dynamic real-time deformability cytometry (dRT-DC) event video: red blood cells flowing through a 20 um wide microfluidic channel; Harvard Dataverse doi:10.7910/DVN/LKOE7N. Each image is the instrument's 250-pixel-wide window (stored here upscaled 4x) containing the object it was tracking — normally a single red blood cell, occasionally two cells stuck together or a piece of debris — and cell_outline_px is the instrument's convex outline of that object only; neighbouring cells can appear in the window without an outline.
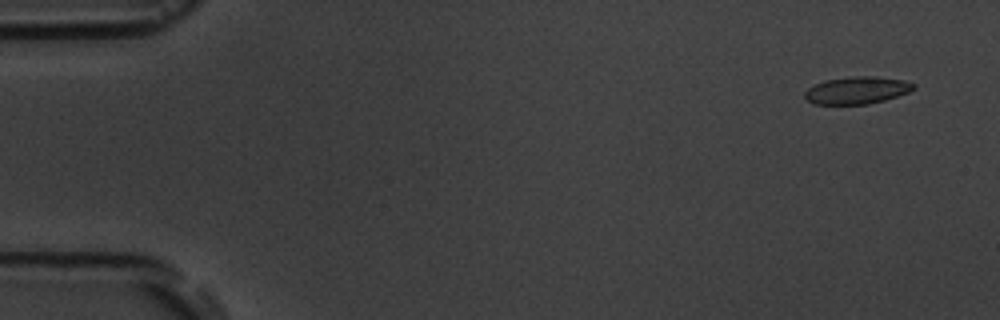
{"species": "common noctule bat (a hibernating species)", "species_latin": "Nyctalus noctula", "temperature_condition": "room temperature", "stored_images_in_passage": 5, "camera_frame_rate_fps": 3000, "um_per_image_px": 0.085, "animal": {"sex": "male", "body_mass_g": 19.5, "forearm_length_mm": 54.6}, "frame": {"image": 1, "passage_image": 1, "time_ms": 0.0, "image_size_px": [1000, 320], "cell_outline_px": [[916, 88], [908, 92], [884, 100], [868, 104], [812, 104], [804, 96], [804, 92], [808, 88], [824, 80], [852, 76], [876, 76], [904, 80], [916, 84]], "centroid_in_image_um": [72.84, 7.67], "position_along_channel_um": 12.2, "area_um2": 17.34}}
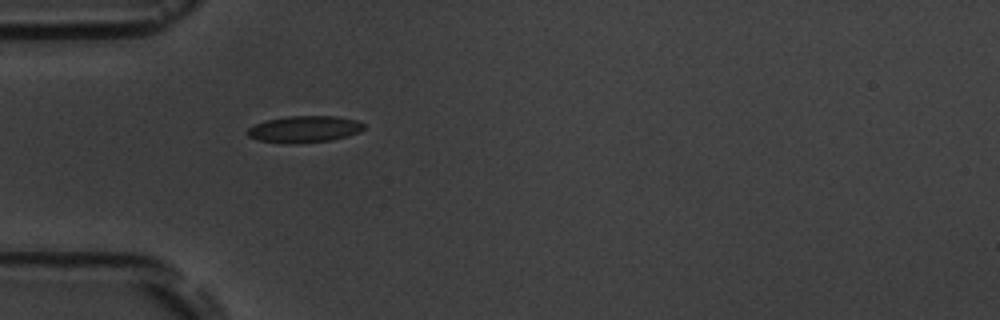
{"frame": {"image": 2, "passage_image": 5, "time_ms": 4.667, "image_size_px": [1000, 320], "cell_outline_px": [[364, 128], [360, 132], [348, 136], [332, 140], [296, 144], [292, 144], [256, 140], [248, 136], [244, 132], [248, 128], [264, 120], [288, 116], [336, 116], [356, 120], [364, 124]], "centroid_in_image_um": [25.84, 10.98], "position_along_channel_um": 59.2, "area_um2": 18.32}}